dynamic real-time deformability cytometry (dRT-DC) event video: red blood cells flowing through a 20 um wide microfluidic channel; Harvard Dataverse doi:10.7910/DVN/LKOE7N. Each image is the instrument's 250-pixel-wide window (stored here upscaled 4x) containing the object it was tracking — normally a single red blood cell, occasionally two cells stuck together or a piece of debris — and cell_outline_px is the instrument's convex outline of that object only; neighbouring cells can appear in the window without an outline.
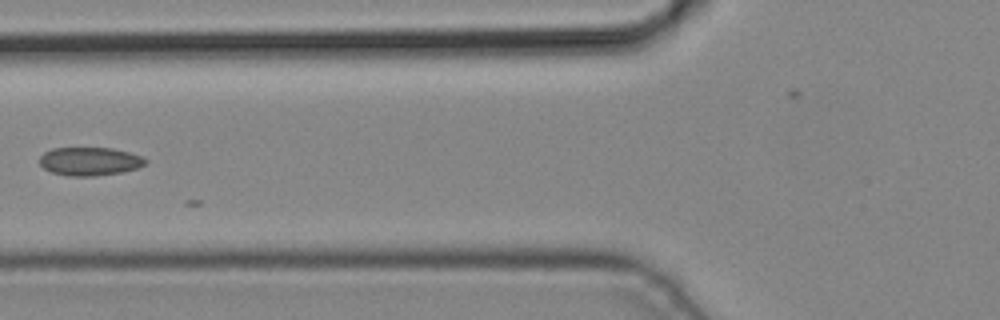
{"species": "common noctule bat (a hibernating species)", "species_latin": "Nyctalus noctula", "temperature_condition": "cold", "stored_images_in_passage": 5, "camera_frame_rate_fps": 3000, "um_per_image_px": 0.085, "animal": {"sex": "male", "body_mass_g": 19.2, "forearm_length_mm": 51.8}, "frame": {"image": 1, "passage_image": 5, "time_ms": 1.333, "image_size_px": [1000, 320], "cell_outline_px": [[148, 160], [144, 164], [136, 168], [120, 172], [96, 176], [68, 176], [52, 172], [44, 168], [40, 164], [40, 156], [44, 152], [52, 148], [112, 148], [128, 152], [140, 156]], "centroid_in_image_um": [7.59, 13.71], "position_along_channel_um": 118.2, "area_um2": 17.34}}